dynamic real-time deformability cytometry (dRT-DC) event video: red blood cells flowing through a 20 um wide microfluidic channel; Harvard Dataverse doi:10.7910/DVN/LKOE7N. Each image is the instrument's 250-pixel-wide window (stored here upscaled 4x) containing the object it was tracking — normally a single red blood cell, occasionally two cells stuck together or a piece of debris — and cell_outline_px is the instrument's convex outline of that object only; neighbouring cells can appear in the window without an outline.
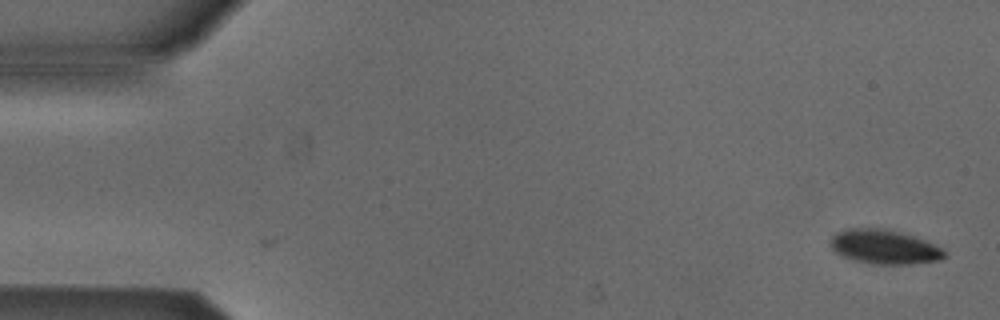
{"species": "Egyptian fruit bat (a non-hibernating species)", "species_latin": "Rousettus aegyptiacus", "temperature_condition": "cold", "stored_images_in_passage": 4, "camera_frame_rate_fps": 3000, "um_per_image_px": 0.085, "animal": {"sex": "male"}, "frame": {"image": 1, "passage_image": 1, "time_ms": 0.0, "image_size_px": [1000, 320], "cell_outline_px": [[948, 256], [940, 260], [912, 264], [872, 264], [856, 260], [844, 256], [836, 252], [832, 248], [832, 236], [836, 232], [848, 228], [884, 228], [900, 232], [924, 240], [944, 248]], "centroid_in_image_um": [75.22, 20.98], "position_along_channel_um": 9.8, "area_um2": 22.72}}
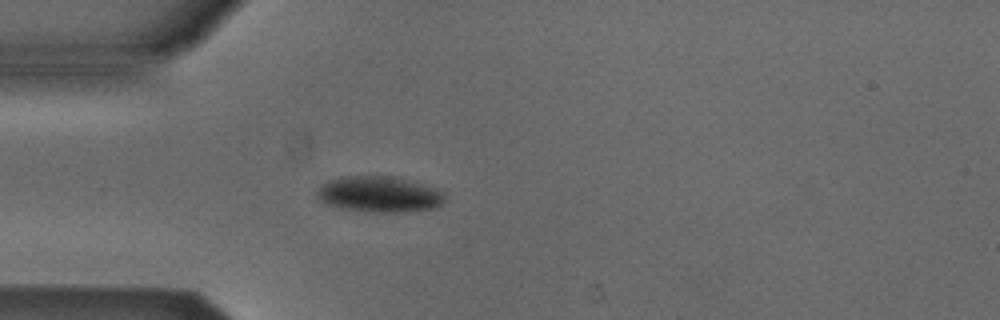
{"frame": {"image": 2, "passage_image": 4, "time_ms": 1.0, "image_size_px": [1000, 320], "cell_outline_px": [[444, 200], [436, 208], [404, 212], [364, 212], [340, 208], [324, 204], [316, 196], [316, 192], [328, 180], [340, 176], [396, 176], [412, 180], [436, 188], [444, 192]], "centroid_in_image_um": [32.23, 16.51], "position_along_channel_um": 52.8, "area_um2": 27.17}}